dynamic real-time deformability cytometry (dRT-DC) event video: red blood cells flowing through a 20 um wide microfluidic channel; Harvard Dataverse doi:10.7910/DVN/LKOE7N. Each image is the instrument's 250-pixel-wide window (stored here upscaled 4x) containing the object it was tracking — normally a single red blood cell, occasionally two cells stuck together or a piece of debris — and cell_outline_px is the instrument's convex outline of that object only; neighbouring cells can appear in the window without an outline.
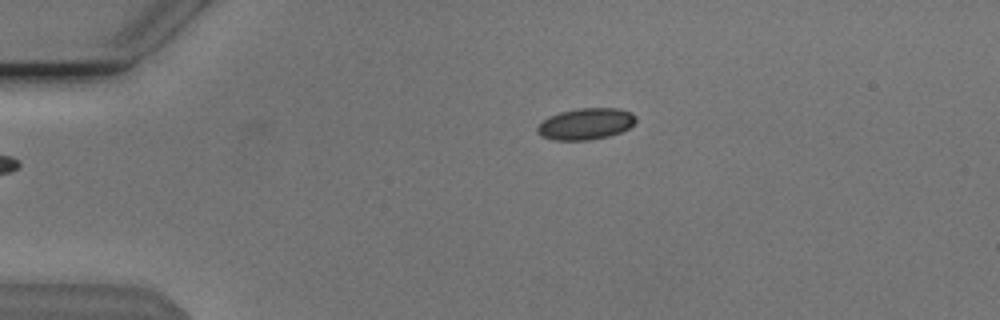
{"species": "Egyptian fruit bat (a non-hibernating species)", "species_latin": "Rousettus aegyptiacus", "temperature_condition": "cold", "stored_images_in_passage": 43, "camera_frame_rate_fps": 3000, "um_per_image_px": 0.085, "animal": {"sex": "male"}, "frame": {"image": 1, "passage_image": 1, "time_ms": 0.0, "image_size_px": [1000, 320], "cell_outline_px": [[636, 120], [628, 128], [620, 132], [608, 136], [588, 140], [552, 140], [540, 136], [536, 132], [536, 128], [548, 116], [560, 112], [580, 108], [620, 108], [632, 112], [636, 116]], "centroid_in_image_um": [49.78, 10.53], "position_along_channel_um": 35.2, "area_um2": 18.09}}
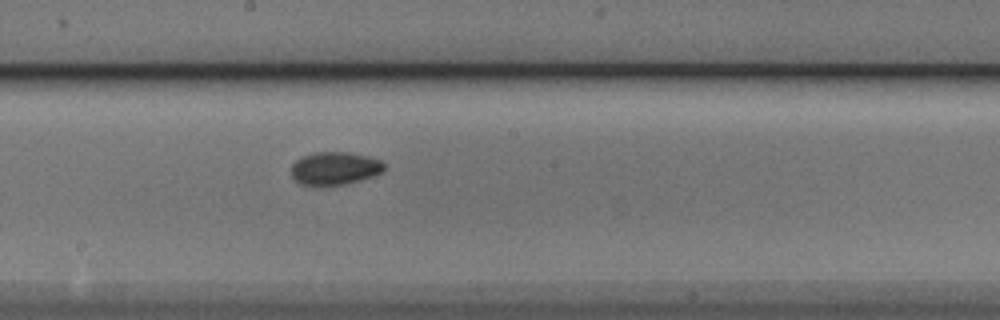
{"frame": {"image": 2, "passage_image": 19, "time_ms": 6.0, "image_size_px": [1000, 320], "cell_outline_px": [[384, 172], [360, 180], [344, 184], [300, 184], [292, 176], [292, 164], [296, 160], [304, 156], [316, 152], [348, 152], [368, 156], [380, 160], [384, 164]], "centroid_in_image_um": [28.48, 14.29], "position_along_channel_um": 219.7, "area_um2": 17.51}}
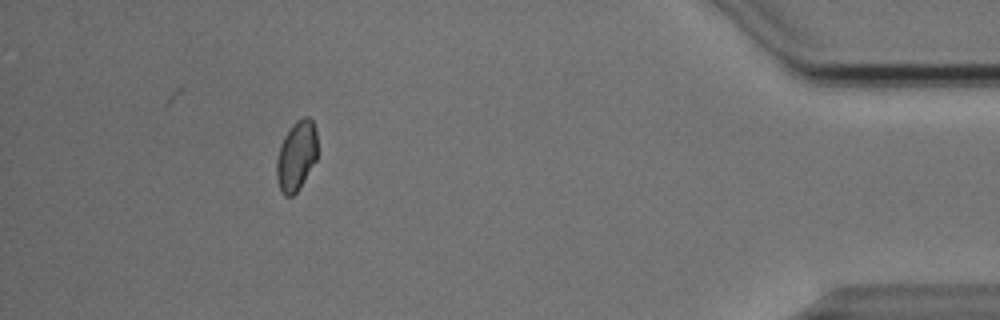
{"frame": {"image": 3, "passage_image": 38, "time_ms": 12.333, "image_size_px": [1000, 320], "cell_outline_px": [[316, 160], [296, 192], [292, 196], [284, 196], [280, 188], [276, 176], [276, 160], [284, 136], [296, 120], [304, 116], [308, 116], [312, 120], [316, 128]], "centroid_in_image_um": [25.19, 13.22], "position_along_channel_um": 410.0, "area_um2": 16.36}, "authors_computed_cell_mechanics": {"area_um2": 17.4556, "velocity_mm_per_s": 3.8526, "shape_relaxation_time_tau1_ms": null, "shape_relaxation_time_tau2_ms": 2.6583, "deformation_change_tau1": null, "deformation_change_tau2": 0.0574}}